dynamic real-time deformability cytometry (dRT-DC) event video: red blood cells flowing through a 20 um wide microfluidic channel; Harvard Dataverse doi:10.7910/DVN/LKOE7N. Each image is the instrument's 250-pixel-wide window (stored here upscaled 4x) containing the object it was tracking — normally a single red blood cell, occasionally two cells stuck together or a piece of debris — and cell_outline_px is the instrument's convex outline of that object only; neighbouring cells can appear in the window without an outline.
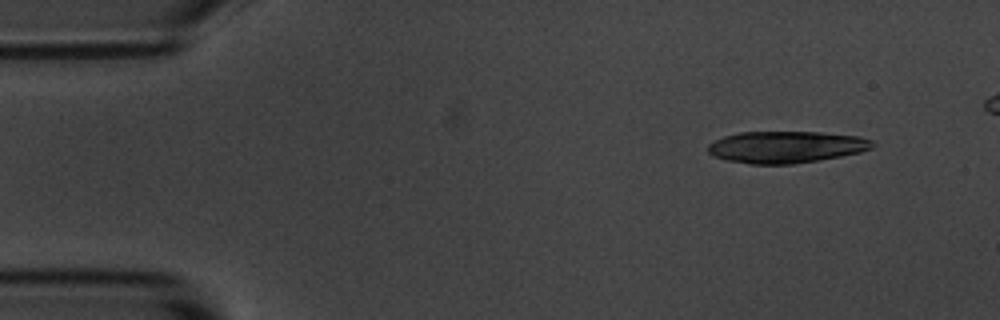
{"species": "common noctule bat (a hibernating species)", "species_latin": "Nyctalus noctula", "temperature_condition": "room temperature", "stored_images_in_passage": 4, "camera_frame_rate_fps": 3000, "um_per_image_px": 0.085, "animal": {"sex": "male", "body_mass_g": 20.1, "forearm_length_mm": 53.5}, "frame": {"image": 1, "passage_image": 1, "time_ms": 0.0, "image_size_px": [1000, 320], "cell_outline_px": [[876, 144], [872, 148], [860, 152], [840, 156], [792, 164], [752, 164], [728, 160], [712, 156], [708, 152], [708, 144], [724, 136], [740, 132], [820, 132], [860, 136], [872, 140]], "centroid_in_image_um": [66.83, 12.49], "position_along_channel_um": 18.2, "area_um2": 30.4}}